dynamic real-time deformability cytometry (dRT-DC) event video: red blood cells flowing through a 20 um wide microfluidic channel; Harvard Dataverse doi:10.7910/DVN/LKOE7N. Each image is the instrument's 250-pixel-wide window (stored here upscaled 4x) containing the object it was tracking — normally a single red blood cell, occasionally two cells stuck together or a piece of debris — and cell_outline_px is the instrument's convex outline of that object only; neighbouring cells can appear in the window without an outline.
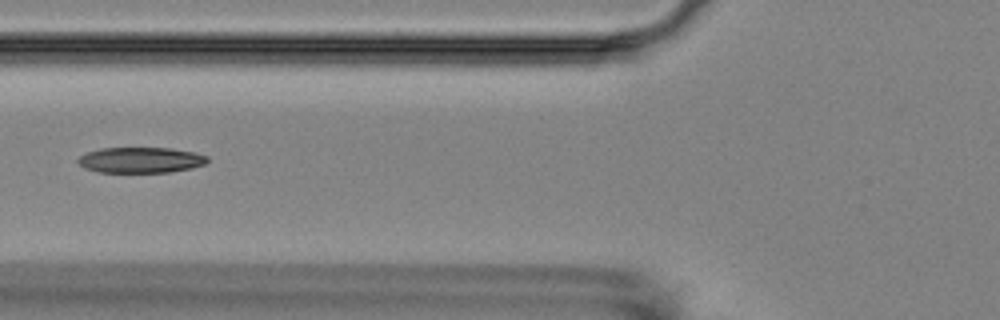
{"species": "Egyptian fruit bat (a non-hibernating species)", "species_latin": "Rousettus aegyptiacus", "temperature_condition": "room temperature", "stored_images_in_passage": 11, "camera_frame_rate_fps": 3000, "um_per_image_px": 0.085, "animal": {"sex": "female"}, "frame": {"image": 1, "passage_image": 7, "time_ms": 7.0, "image_size_px": [1000, 320], "cell_outline_px": [[208, 160], [204, 164], [192, 168], [172, 172], [96, 172], [84, 168], [76, 160], [80, 156], [88, 152], [100, 148], [168, 148], [192, 152], [208, 156]], "centroid_in_image_um": [11.94, 13.61], "position_along_channel_um": 113.9, "area_um2": 19.31}}
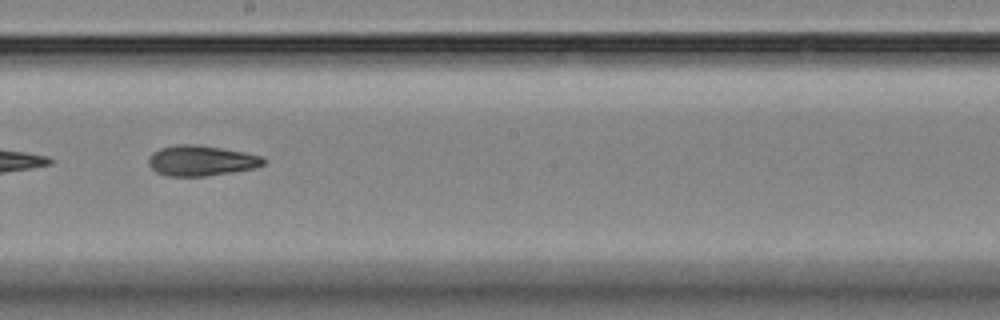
{"frame": {"image": 2, "passage_image": 10, "time_ms": 10.333, "image_size_px": [1000, 320], "cell_outline_px": [[268, 160], [264, 164], [256, 168], [232, 172], [204, 176], [168, 176], [156, 172], [148, 164], [148, 156], [152, 152], [160, 148], [176, 144], [192, 144], [220, 148], [244, 152], [264, 156]], "centroid_in_image_um": [17.11, 13.65], "position_along_channel_um": 231.1, "area_um2": 20.52}}
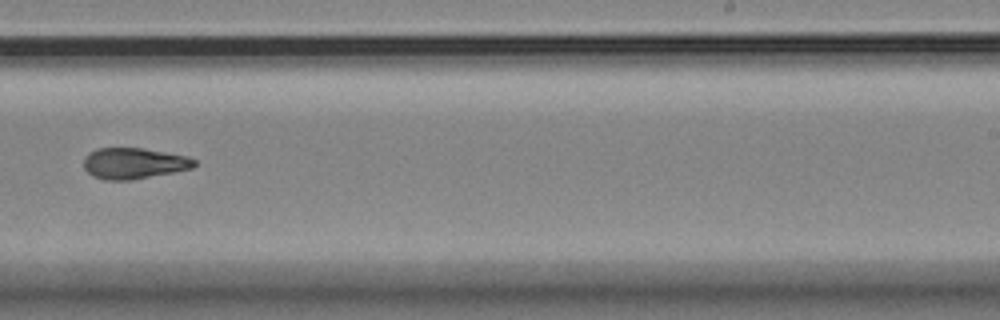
{"frame": {"image": 3, "passage_image": 11, "time_ms": 11.667, "image_size_px": [1000, 320], "cell_outline_px": [[196, 164], [192, 168], [132, 180], [104, 180], [92, 176], [84, 168], [84, 156], [96, 148], [140, 148], [188, 156], [196, 160]], "centroid_in_image_um": [11.35, 13.88], "position_along_channel_um": 277.7, "area_um2": 19.94}}